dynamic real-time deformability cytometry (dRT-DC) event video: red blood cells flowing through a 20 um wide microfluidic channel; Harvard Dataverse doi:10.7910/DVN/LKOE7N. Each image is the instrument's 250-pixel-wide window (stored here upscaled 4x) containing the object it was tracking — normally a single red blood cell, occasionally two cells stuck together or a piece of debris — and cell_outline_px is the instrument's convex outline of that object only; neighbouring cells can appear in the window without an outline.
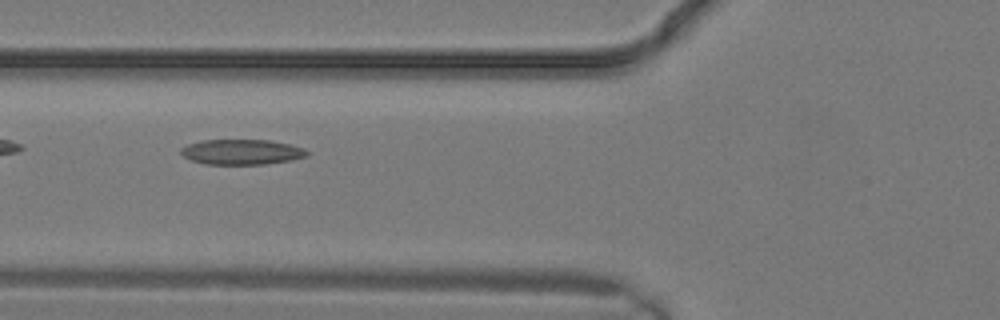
{"species": "common noctule bat (a hibernating species)", "species_latin": "Nyctalus noctula", "temperature_condition": "warm", "stored_images_in_passage": 10, "camera_frame_rate_fps": 3000, "um_per_image_px": 0.085, "animal": {"sex": "male", "body_mass_g": 19.2, "forearm_length_mm": 51.8}, "frame": {"image": 1, "passage_image": 7, "time_ms": 2.0, "image_size_px": [1000, 320], "cell_outline_px": [[308, 156], [292, 160], [264, 164], [204, 164], [192, 160], [184, 156], [180, 152], [180, 148], [188, 144], [204, 140], [268, 140], [288, 144], [304, 148], [308, 152]], "centroid_in_image_um": [20.55, 12.92], "position_along_channel_um": 105.3, "area_um2": 18.44}}
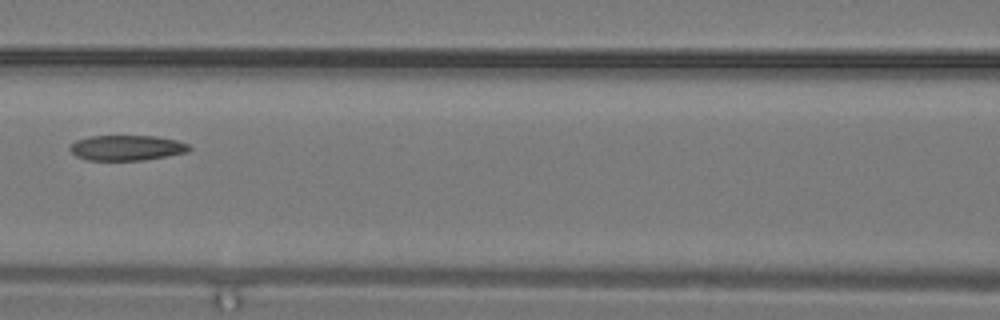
{"frame": {"image": 2, "passage_image": 9, "time_ms": 2.667, "image_size_px": [1000, 320], "cell_outline_px": [[192, 148], [188, 152], [144, 160], [88, 160], [76, 156], [68, 148], [76, 140], [92, 136], [156, 136], [176, 140], [188, 144]], "centroid_in_image_um": [10.79, 12.56], "position_along_channel_um": 155.8, "area_um2": 17.51}}